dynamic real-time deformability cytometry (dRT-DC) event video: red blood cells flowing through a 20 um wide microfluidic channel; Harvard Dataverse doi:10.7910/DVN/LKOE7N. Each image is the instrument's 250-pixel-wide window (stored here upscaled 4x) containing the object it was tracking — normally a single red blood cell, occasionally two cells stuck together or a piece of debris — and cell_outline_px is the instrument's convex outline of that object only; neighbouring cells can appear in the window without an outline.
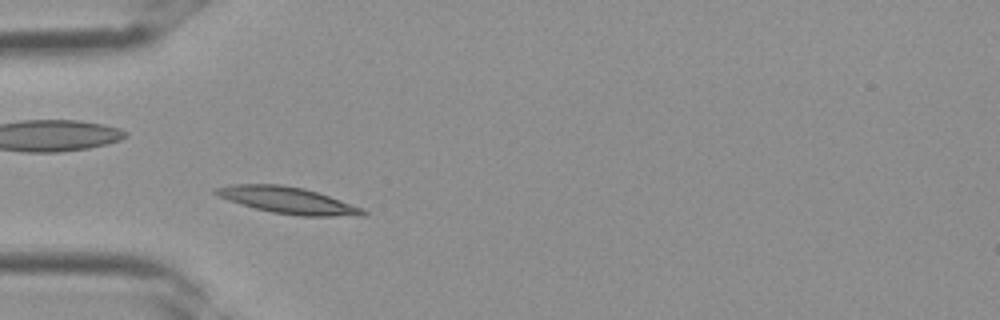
{"species": "Egyptian fruit bat (a non-hibernating species)", "species_latin": "Rousettus aegyptiacus", "temperature_condition": "room temperature", "stored_images_in_passage": 4, "camera_frame_rate_fps": 3000, "um_per_image_px": 0.085, "frame": {"image": 1, "passage_image": 4, "time_ms": 1.0, "image_size_px": [1000, 320], "cell_outline_px": [[368, 216], [300, 216], [272, 212], [256, 208], [228, 200], [212, 192], [216, 188], [232, 184], [280, 184], [304, 188], [364, 208], [368, 212]], "centroid_in_image_um": [24.52, 17.03], "position_along_channel_um": 60.5, "area_um2": 22.66}}